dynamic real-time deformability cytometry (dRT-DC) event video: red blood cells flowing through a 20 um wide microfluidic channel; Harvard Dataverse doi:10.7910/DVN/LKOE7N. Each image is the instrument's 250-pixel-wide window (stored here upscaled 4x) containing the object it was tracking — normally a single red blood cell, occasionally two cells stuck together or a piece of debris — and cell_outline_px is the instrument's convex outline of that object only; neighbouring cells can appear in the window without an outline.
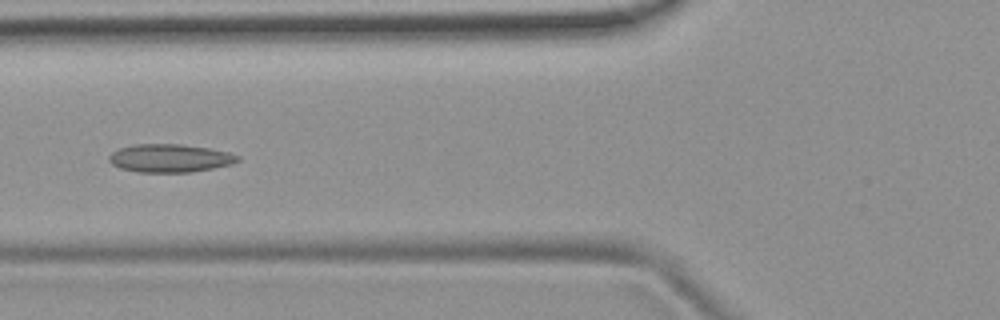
{"species": "common noctule bat (a hibernating species)", "species_latin": "Nyctalus noctula", "temperature_condition": "room temperature", "stored_images_in_passage": 8, "camera_frame_rate_fps": 3000, "um_per_image_px": 0.085, "animal": {"sex": "female", "body_mass_g": 19.9}, "frame": {"image": 1, "passage_image": 4, "time_ms": 4.667, "image_size_px": [1000, 320], "cell_outline_px": [[240, 160], [232, 164], [192, 172], [136, 172], [120, 168], [112, 164], [108, 160], [108, 156], [116, 148], [132, 144], [180, 144], [208, 148], [228, 152], [240, 156]], "centroid_in_image_um": [14.4, 13.44], "position_along_channel_um": 111.4, "area_um2": 21.27}}
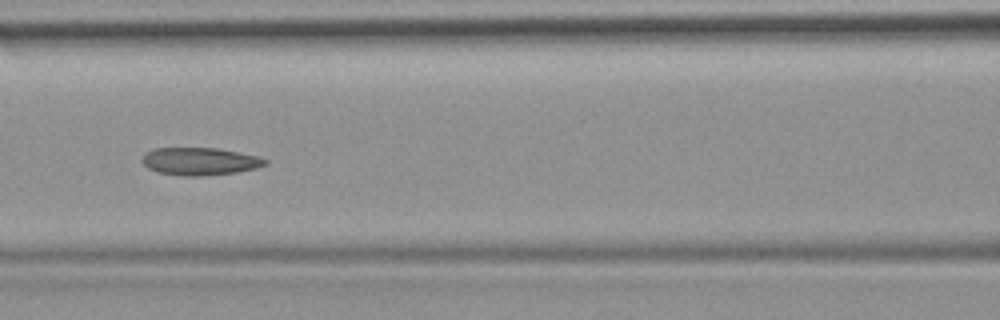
{"frame": {"image": 2, "passage_image": 5, "time_ms": 5.667, "image_size_px": [1000, 320], "cell_outline_px": [[268, 164], [256, 168], [236, 172], [200, 176], [184, 176], [156, 172], [148, 168], [140, 160], [144, 152], [152, 148], [216, 148], [260, 156], [268, 160]], "centroid_in_image_um": [16.96, 13.71], "position_along_channel_um": 149.6, "area_um2": 20.0}}
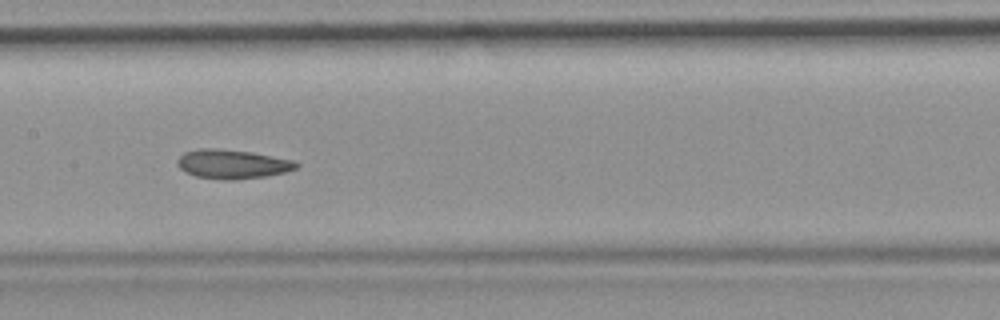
{"frame": {"image": 3, "passage_image": 6, "time_ms": 6.667, "image_size_px": [1000, 320], "cell_outline_px": [[300, 164], [296, 168], [284, 172], [268, 176], [236, 180], [220, 180], [196, 176], [184, 172], [176, 164], [176, 160], [184, 152], [200, 148], [212, 148], [252, 152], [292, 160]], "centroid_in_image_um": [19.71, 13.96], "position_along_channel_um": 187.7, "area_um2": 20.29}}